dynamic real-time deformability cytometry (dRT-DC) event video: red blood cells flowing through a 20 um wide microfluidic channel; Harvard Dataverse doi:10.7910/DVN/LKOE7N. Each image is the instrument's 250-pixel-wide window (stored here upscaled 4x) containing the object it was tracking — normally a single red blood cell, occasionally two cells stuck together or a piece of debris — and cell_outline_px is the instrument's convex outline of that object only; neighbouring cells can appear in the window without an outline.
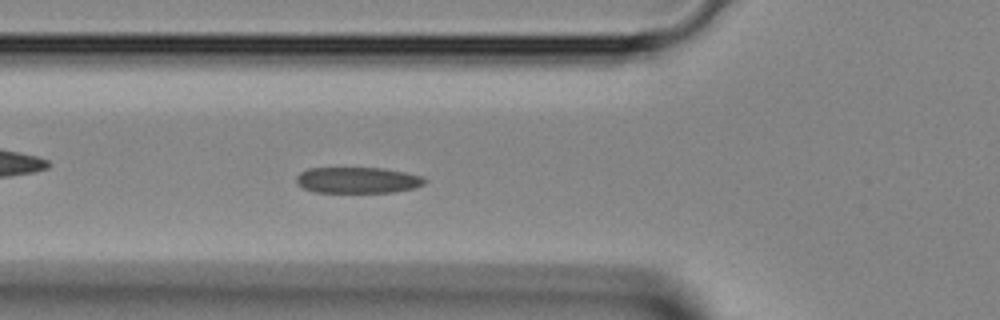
{"species": "Egyptian fruit bat (a non-hibernating species)", "species_latin": "Rousettus aegyptiacus", "temperature_condition": "room temperature", "stored_images_in_passage": 43, "camera_frame_rate_fps": 3000, "um_per_image_px": 0.085, "animal": {"sex": "female"}, "frame": {"image": 1, "passage_image": 14, "time_ms": 4.333, "image_size_px": [1000, 320], "cell_outline_px": [[428, 180], [424, 184], [412, 188], [392, 192], [316, 192], [304, 188], [296, 184], [296, 176], [300, 172], [308, 168], [384, 168], [424, 176]], "centroid_in_image_um": [30.39, 15.3], "position_along_channel_um": 95.4, "area_um2": 19.54}}
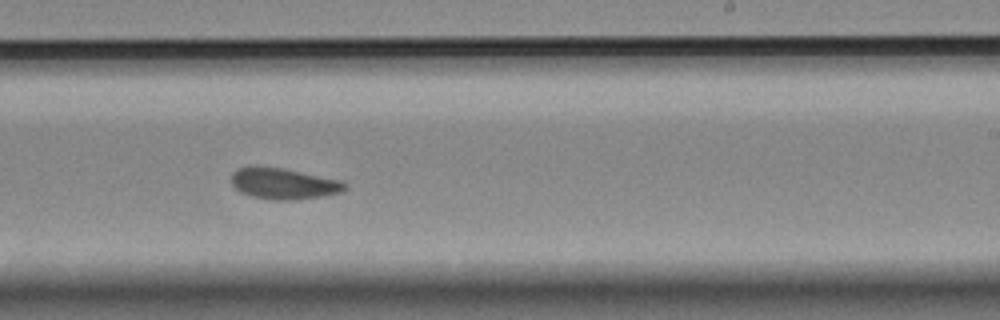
{"frame": {"image": 2, "passage_image": 25, "time_ms": 8.0, "image_size_px": [1000, 320], "cell_outline_px": [[348, 188], [340, 192], [320, 196], [296, 200], [272, 200], [252, 196], [240, 192], [232, 184], [232, 172], [240, 168], [284, 168], [344, 180], [348, 184]], "centroid_in_image_um": [24.19, 15.62], "position_along_channel_um": 264.8, "area_um2": 20.4}}
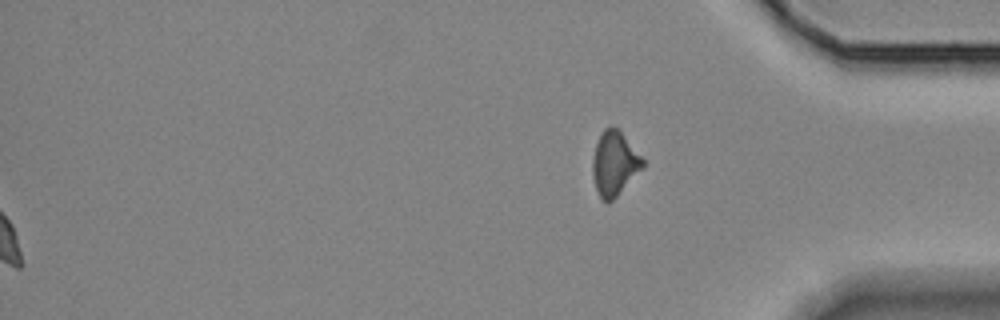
{"frame": {"image": 3, "passage_image": 43, "time_ms": 14.0, "image_size_px": [1000, 320], "cell_outline_px": [[644, 168], [608, 204], [600, 196], [596, 188], [592, 176], [592, 156], [596, 144], [604, 128], [612, 124], [620, 132], [644, 160]], "centroid_in_image_um": [52.21, 13.9], "position_along_channel_um": 383.0, "area_um2": 18.55}}